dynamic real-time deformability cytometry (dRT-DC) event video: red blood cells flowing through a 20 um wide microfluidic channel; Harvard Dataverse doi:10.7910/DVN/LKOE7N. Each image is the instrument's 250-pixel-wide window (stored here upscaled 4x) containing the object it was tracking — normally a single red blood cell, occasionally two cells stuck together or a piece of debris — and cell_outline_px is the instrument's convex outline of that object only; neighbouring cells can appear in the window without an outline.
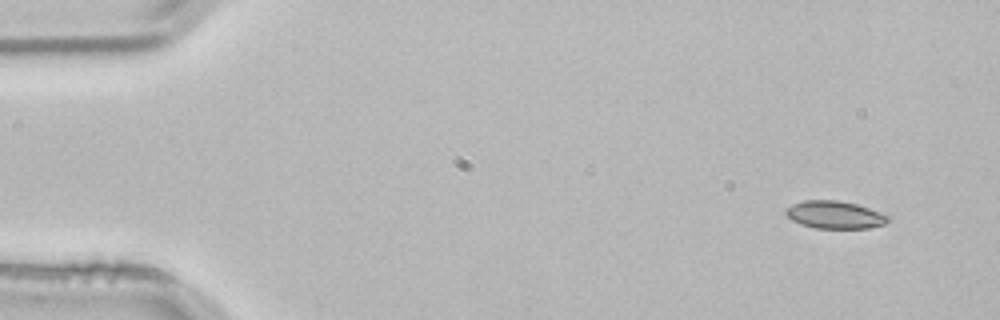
{"species": "common noctule bat (a hibernating species)", "species_latin": "Nyctalus noctula", "temperature_condition": "room temperature", "stored_images_in_passage": 4, "segment_of_instrument_passage": [1, 2], "camera_frame_rate_fps": 3000, "um_per_image_px": 0.085, "animal": {"sex": "male", "body_mass_g": 21.5, "forearm_length_mm": 52.0}, "frame": {"image": 1, "passage_image": 1, "time_ms": 0.0, "image_size_px": [1000, 320], "cell_outline_px": [[892, 220], [884, 224], [868, 228], [816, 228], [800, 224], [792, 220], [784, 212], [784, 208], [792, 204], [804, 200], [840, 200], [856, 204], [892, 216]], "centroid_in_image_um": [70.97, 18.25], "position_along_channel_um": 14.0, "area_um2": 16.65}}
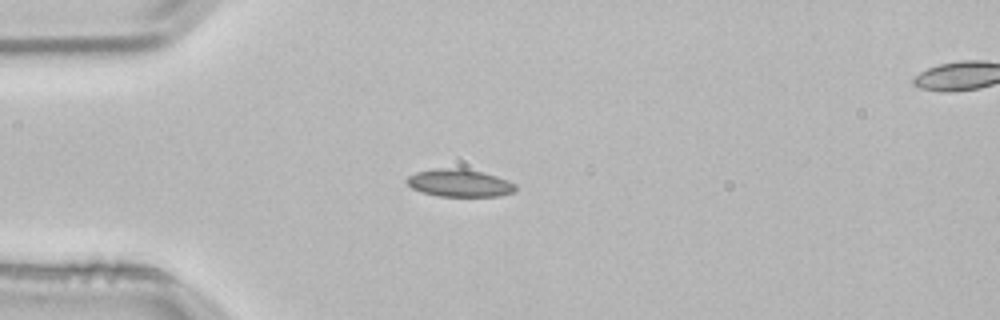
{"frame": {"image": 2, "passage_image": 3, "time_ms": 0.667, "image_size_px": [1000, 320], "cell_outline_px": [[516, 192], [496, 196], [436, 196], [412, 188], [404, 180], [408, 176], [416, 172], [436, 168], [460, 168], [480, 172], [496, 176], [508, 180], [516, 184]], "centroid_in_image_um": [39.05, 15.56], "position_along_channel_um": 45.9, "area_um2": 17.4}}